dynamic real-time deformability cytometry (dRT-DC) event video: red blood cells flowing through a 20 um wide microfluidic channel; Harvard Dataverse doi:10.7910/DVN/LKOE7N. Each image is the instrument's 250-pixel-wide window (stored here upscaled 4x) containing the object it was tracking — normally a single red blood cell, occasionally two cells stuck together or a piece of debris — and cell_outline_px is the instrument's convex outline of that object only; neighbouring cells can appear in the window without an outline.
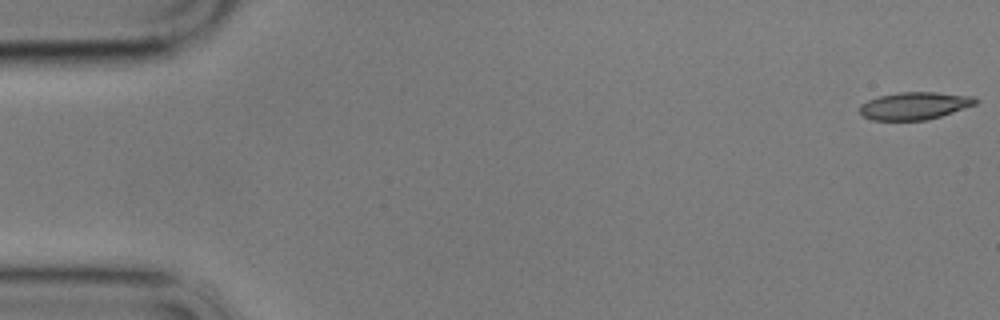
{"species": "common noctule bat (a hibernating species)", "species_latin": "Nyctalus noctula", "temperature_condition": "cold", "stored_images_in_passage": 58, "camera_frame_rate_fps": 3000, "um_per_image_px": 0.085, "animal": {"sex": "male", "body_mass_g": 17.9}, "frame": {"image": 1, "passage_image": 1, "time_ms": 0.0, "image_size_px": [1000, 320], "cell_outline_px": [[980, 100], [976, 104], [928, 120], [872, 120], [864, 116], [860, 112], [860, 104], [868, 100], [880, 96], [900, 92], [936, 92], [976, 96]], "centroid_in_image_um": [77.77, 8.98], "position_along_channel_um": 7.2, "area_um2": 18.55}}
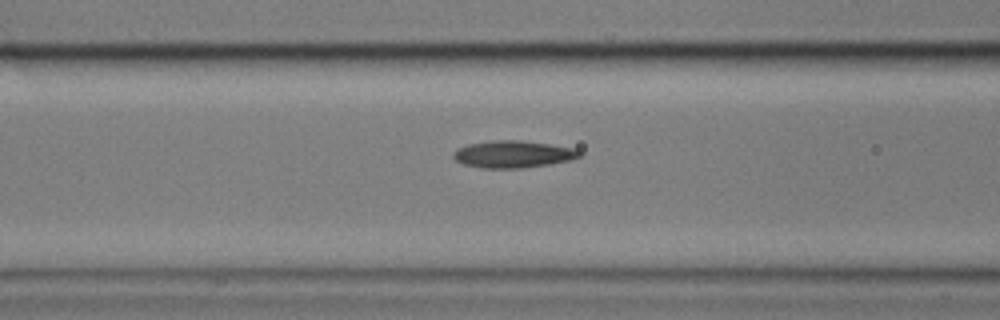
{"frame": {"image": 2, "passage_image": 23, "time_ms": 7.333, "image_size_px": [1000, 320], "cell_outline_px": [[580, 156], [568, 160], [548, 164], [520, 168], [480, 168], [464, 164], [456, 160], [452, 156], [452, 152], [456, 148], [468, 144], [496, 140], [520, 140], [548, 144], [572, 148], [580, 152]], "centroid_in_image_um": [43.52, 13.1], "position_along_channel_um": 123.1, "area_um2": 19.65}}
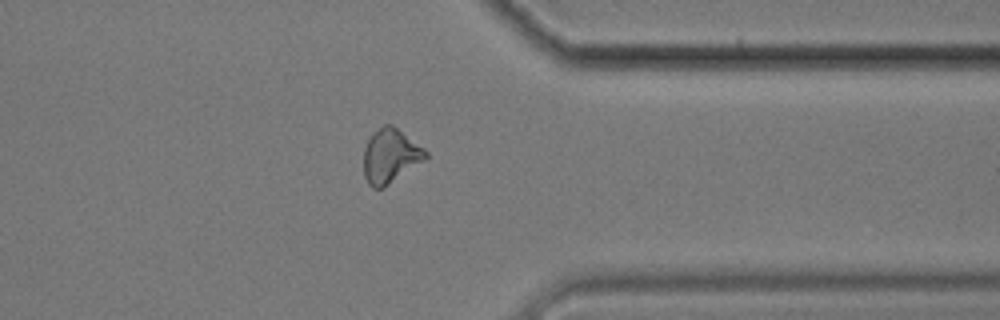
{"frame": {"image": 3, "passage_image": 46, "time_ms": 15.0, "image_size_px": [1000, 320], "cell_outline_px": [[428, 156], [384, 188], [372, 188], [368, 184], [364, 176], [364, 148], [372, 132], [384, 124], [392, 124], [424, 148], [428, 152]], "centroid_in_image_um": [33.15, 13.24], "position_along_channel_um": 378.3, "area_um2": 19.42}, "authors_computed_cell_mechanics": {"area_um2": 19.2185, "velocity_mm_per_s": 3.418, "shape_relaxation_time_tau1_ms": null, "shape_relaxation_time_tau2_ms": 4.5014, "deformation_change_tau1": null, "deformation_change_tau2": 0.124}}